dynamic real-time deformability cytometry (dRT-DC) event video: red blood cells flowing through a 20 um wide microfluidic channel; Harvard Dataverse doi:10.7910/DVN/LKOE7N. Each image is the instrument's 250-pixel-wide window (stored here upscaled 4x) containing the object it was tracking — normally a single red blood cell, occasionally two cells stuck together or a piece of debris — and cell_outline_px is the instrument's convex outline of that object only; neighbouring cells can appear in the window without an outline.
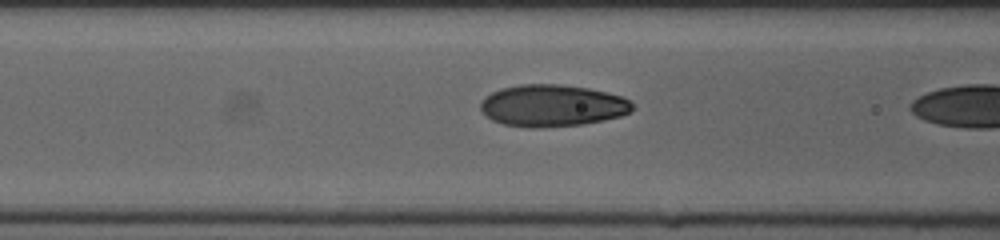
{"species": "human", "species_latin": "Homo sapiens", "temperature_condition": "cold", "stored_images_in_passage": 18, "camera_frame_rate_fps": 3000, "um_per_image_px": 0.085, "donor": {"sex": "female"}, "frame": {"image": 1, "passage_image": 17, "time_ms": 5.333, "image_size_px": [1000, 240], "cell_outline_px": [[632, 112], [620, 116], [604, 120], [580, 124], [532, 128], [504, 124], [492, 120], [480, 108], [480, 104], [484, 96], [500, 88], [520, 84], [560, 84], [588, 88], [620, 96], [628, 100], [632, 104]], "centroid_in_image_um": [46.92, 8.97], "position_along_channel_um": 119.7, "area_um2": 36.82}}